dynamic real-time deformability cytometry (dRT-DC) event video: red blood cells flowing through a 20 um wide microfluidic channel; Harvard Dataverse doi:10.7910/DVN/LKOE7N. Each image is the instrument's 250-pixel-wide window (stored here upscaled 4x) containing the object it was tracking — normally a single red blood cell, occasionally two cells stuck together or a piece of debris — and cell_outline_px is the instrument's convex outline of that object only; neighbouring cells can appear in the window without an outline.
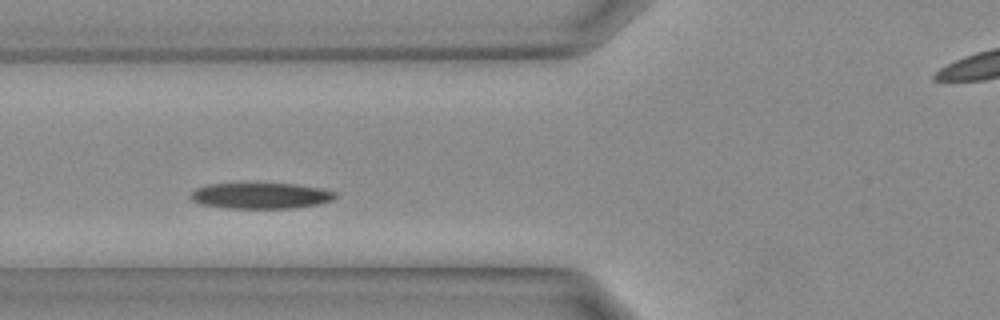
{"species": "Egyptian fruit bat (a non-hibernating species)", "species_latin": "Rousettus aegyptiacus", "temperature_condition": "warm", "stored_images_in_passage": 11, "camera_frame_rate_fps": 3000, "um_per_image_px": 0.085, "animal": {"sex": "female"}, "frame": {"image": 1, "passage_image": 7, "time_ms": 2.0, "image_size_px": [1000, 320], "cell_outline_px": [[336, 196], [332, 200], [320, 204], [292, 208], [224, 208], [200, 204], [192, 200], [188, 196], [196, 188], [208, 184], [296, 184], [320, 188], [336, 192]], "centroid_in_image_um": [22.15, 16.64], "position_along_channel_um": 103.7, "area_um2": 21.79}}
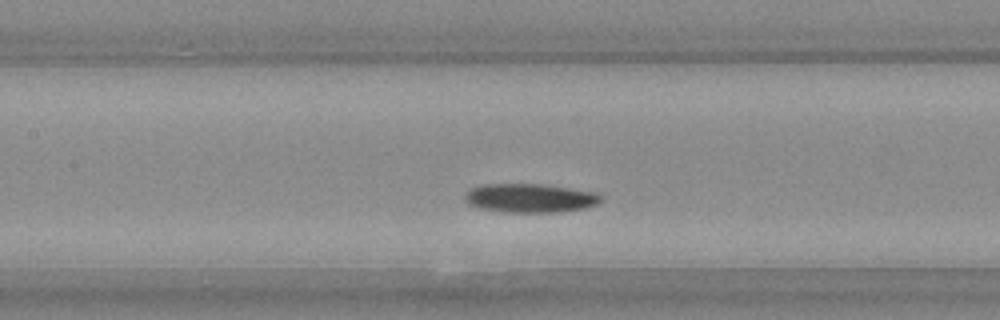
{"frame": {"image": 2, "passage_image": 10, "time_ms": 3.0, "image_size_px": [1000, 320], "cell_outline_px": [[600, 200], [596, 204], [588, 208], [560, 212], [500, 212], [476, 208], [468, 204], [464, 200], [464, 196], [472, 188], [484, 184], [544, 184], [596, 192], [600, 196]], "centroid_in_image_um": [45.03, 16.84], "position_along_channel_um": 162.4, "area_um2": 23.06}}